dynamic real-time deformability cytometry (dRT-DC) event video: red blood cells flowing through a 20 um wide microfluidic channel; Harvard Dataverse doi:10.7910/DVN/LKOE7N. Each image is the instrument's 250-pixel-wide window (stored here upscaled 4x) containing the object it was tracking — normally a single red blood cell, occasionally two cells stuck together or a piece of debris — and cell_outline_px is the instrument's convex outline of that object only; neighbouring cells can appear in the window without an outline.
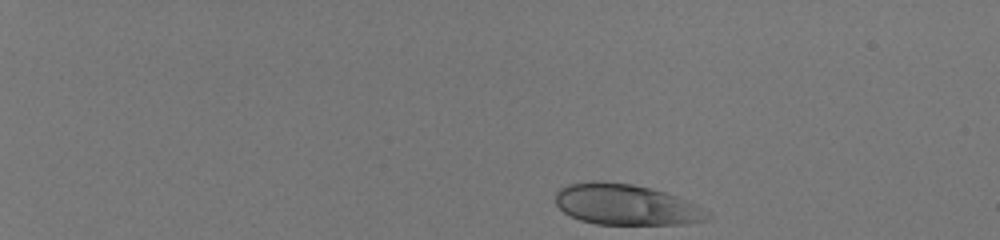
{"species": "human", "species_latin": "Homo sapiens", "temperature_condition": "room temperature", "stored_images_in_passage": 45, "camera_frame_rate_fps": 3000, "um_per_image_px": 0.085, "donor": {"sex": "male"}, "frame": {"image": 1, "passage_image": 1, "time_ms": 0.0, "image_size_px": [1000, 240], "cell_outline_px": [[712, 216], [708, 220], [684, 224], [596, 224], [580, 220], [564, 212], [556, 204], [556, 192], [560, 188], [568, 184], [592, 180], [632, 184], [652, 188], [676, 196], [696, 204], [712, 212]], "centroid_in_image_um": [53.25, 17.39], "position_along_channel_um": 31.8, "area_um2": 36.36}}
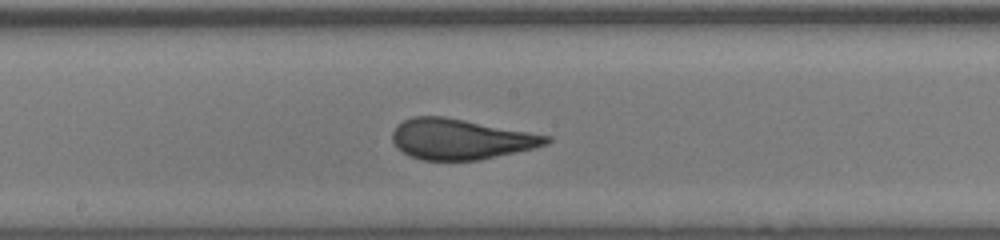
{"frame": {"image": 2, "passage_image": 25, "time_ms": 8.0, "image_size_px": [1000, 240], "cell_outline_px": [[552, 140], [548, 144], [536, 148], [480, 160], [424, 160], [408, 156], [396, 148], [392, 140], [392, 132], [404, 120], [412, 116], [444, 116], [552, 136]], "centroid_in_image_um": [39.17, 11.83], "position_along_channel_um": 209.0, "area_um2": 36.53}}
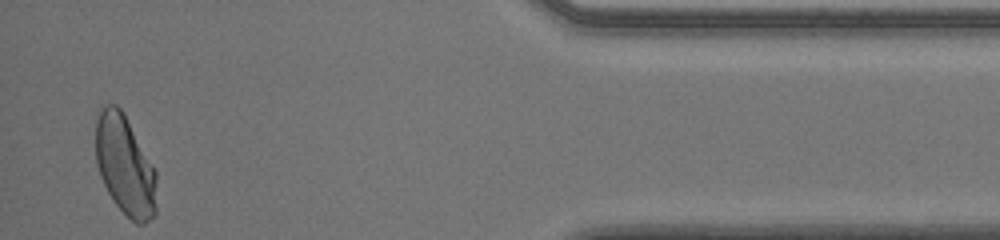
{"frame": {"image": 3, "passage_image": 44, "time_ms": 14.333, "image_size_px": [1000, 240], "cell_outline_px": [[156, 212], [144, 224], [136, 224], [112, 200], [100, 176], [96, 164], [96, 120], [100, 112], [108, 104], [116, 104], [124, 112], [156, 168]], "centroid_in_image_um": [10.64, 14.05], "position_along_channel_um": 424.6, "area_um2": 35.6}, "authors_computed_cell_mechanics": {"area_um2": 36.4718, "velocity_mm_per_s": 4.0579, "shape_relaxation_time_tau1_ms": 7.7142, "shape_relaxation_time_tau2_ms": null, "deformation_change_tau1": 0.2291, "deformation_change_tau2": null}}